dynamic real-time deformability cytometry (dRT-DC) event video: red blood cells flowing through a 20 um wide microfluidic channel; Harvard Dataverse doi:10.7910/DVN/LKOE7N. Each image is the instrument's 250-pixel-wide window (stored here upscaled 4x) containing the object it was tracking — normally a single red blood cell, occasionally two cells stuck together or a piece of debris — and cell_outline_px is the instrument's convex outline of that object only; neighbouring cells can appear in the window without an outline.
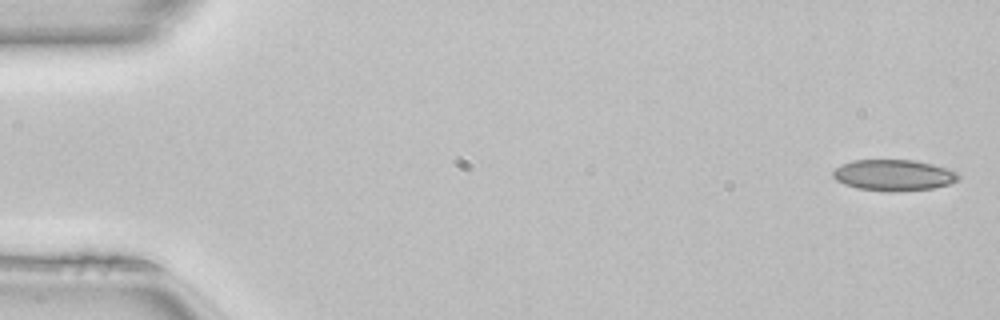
{"species": "common noctule bat (a hibernating species)", "species_latin": "Nyctalus noctula", "temperature_condition": "room temperature", "stored_images_in_passage": 49, "camera_frame_rate_fps": 3000, "um_per_image_px": 0.085, "animal": {"sex": "female", "body_mass_g": 22.7, "forearm_length_mm": 54.2}, "frame": {"image": 1, "passage_image": 1, "time_ms": 0.0, "image_size_px": [1000, 320], "cell_outline_px": [[960, 180], [948, 184], [932, 188], [896, 192], [888, 192], [856, 188], [844, 184], [836, 180], [832, 176], [832, 172], [840, 164], [852, 160], [916, 160], [948, 168], [956, 172], [960, 176]], "centroid_in_image_um": [75.95, 14.89], "position_along_channel_um": 9.1, "area_um2": 23.0}}
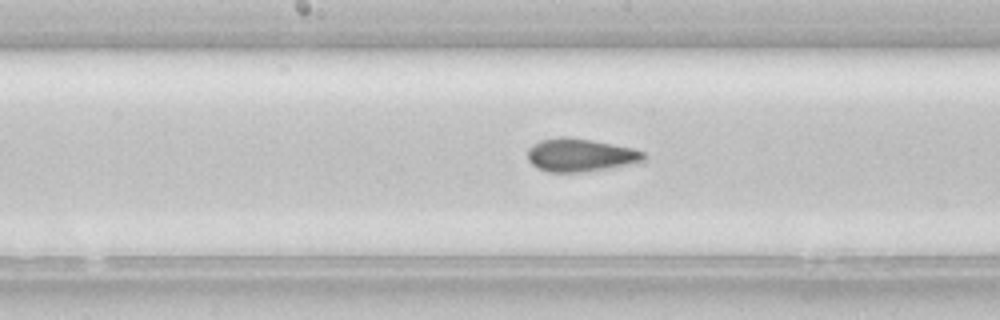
{"frame": {"image": 2, "passage_image": 25, "time_ms": 8.0, "image_size_px": [1000, 320], "cell_outline_px": [[648, 160], [608, 168], [584, 172], [548, 172], [536, 168], [528, 160], [528, 148], [532, 144], [540, 140], [560, 136], [568, 136], [592, 140], [632, 148], [644, 152]], "centroid_in_image_um": [49.3, 13.17], "position_along_channel_um": 198.9, "area_um2": 22.54}}
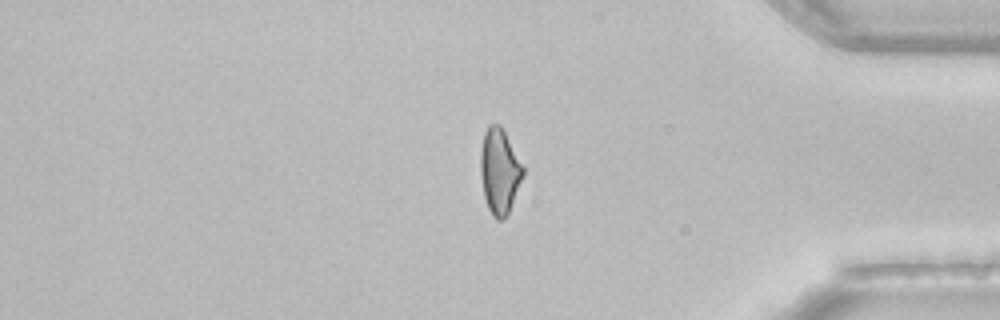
{"frame": {"image": 3, "passage_image": 41, "time_ms": 13.333, "image_size_px": [1000, 320], "cell_outline_px": [[524, 172], [508, 212], [504, 220], [496, 220], [492, 216], [488, 208], [484, 196], [480, 172], [480, 152], [484, 132], [488, 124], [500, 124], [524, 168]], "centroid_in_image_um": [42.43, 14.54], "position_along_channel_um": 392.8, "area_um2": 20.87}, "authors_computed_cell_mechanics": {"area_um2": 21.9062, "velocity_mm_per_s": 4.1306, "shape_relaxation_time_tau1_ms": null, "shape_relaxation_time_tau2_ms": 1.7057, "deformation_change_tau1": null, "deformation_change_tau2": 0.0853}}